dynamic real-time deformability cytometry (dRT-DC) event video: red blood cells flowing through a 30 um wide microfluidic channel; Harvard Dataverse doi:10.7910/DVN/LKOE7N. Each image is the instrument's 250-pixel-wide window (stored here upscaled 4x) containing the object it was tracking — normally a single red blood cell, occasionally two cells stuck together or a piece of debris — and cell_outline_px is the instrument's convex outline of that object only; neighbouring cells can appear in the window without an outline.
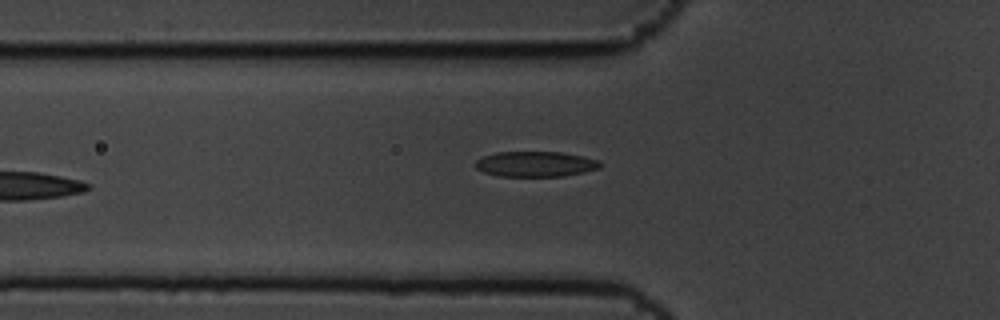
{"species": "common noctule bat (a hibernating species)", "species_latin": "Nyctalus noctula", "temperature_condition": "cold", "stored_images_in_passage": 7, "camera_frame_rate_fps": 3000, "um_per_image_px": 0.085, "animal": {"sex": "male", "body_mass_g": 19.5, "forearm_length_mm": 54.6}, "frame": {"image": 1, "passage_image": 6, "time_ms": 1.667, "image_size_px": [1000, 320], "cell_outline_px": [[600, 168], [584, 172], [564, 176], [500, 176], [484, 172], [476, 168], [476, 160], [484, 156], [496, 152], [560, 152], [584, 156], [600, 160]], "centroid_in_image_um": [45.54, 13.94], "position_along_channel_um": 80.3, "area_um2": 18.38}}
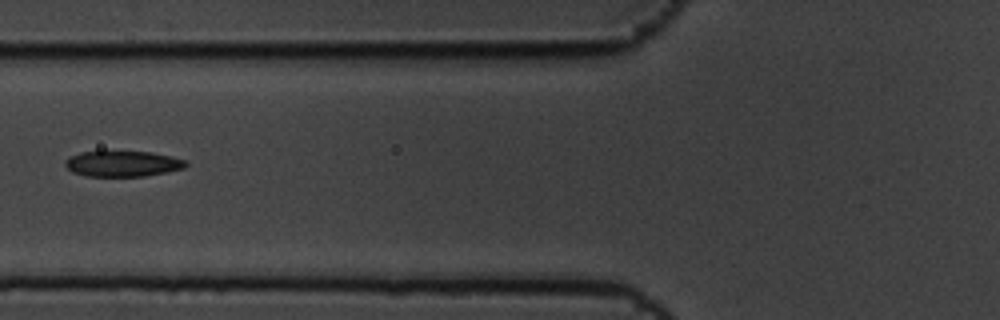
{"frame": {"image": 2, "passage_image": 7, "time_ms": 2.0, "image_size_px": [1000, 320], "cell_outline_px": [[188, 164], [184, 168], [144, 176], [84, 176], [72, 172], [64, 164], [64, 160], [68, 156], [80, 152], [152, 152], [172, 156], [184, 160]], "centroid_in_image_um": [10.38, 13.92], "position_along_channel_um": 115.4, "area_um2": 17.98}}